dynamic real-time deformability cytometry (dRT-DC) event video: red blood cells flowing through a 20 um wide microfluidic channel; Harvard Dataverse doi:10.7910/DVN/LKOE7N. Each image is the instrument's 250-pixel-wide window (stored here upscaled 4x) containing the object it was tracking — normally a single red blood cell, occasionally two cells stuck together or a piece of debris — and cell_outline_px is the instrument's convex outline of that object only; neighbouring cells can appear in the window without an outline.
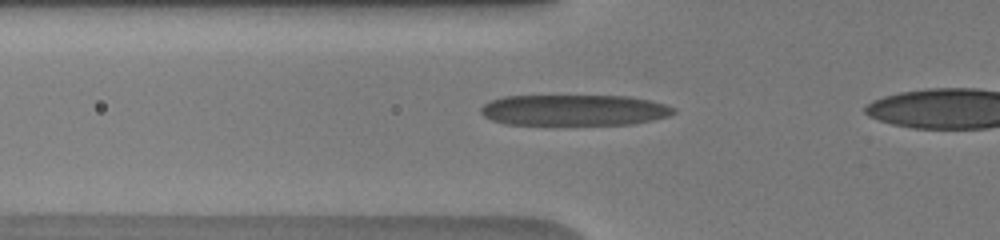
{"species": "human", "species_latin": "Homo sapiens", "temperature_condition": "warm", "stored_images_in_passage": 40, "camera_frame_rate_fps": 3000, "um_per_image_px": 0.085, "donor": {"sex": "male"}, "frame": {"image": 1, "passage_image": 14, "time_ms": 4.333, "image_size_px": [1000, 240], "cell_outline_px": [[676, 112], [668, 116], [652, 120], [632, 124], [504, 124], [492, 120], [484, 116], [480, 112], [480, 108], [484, 104], [492, 100], [504, 96], [628, 96], [648, 100], [664, 104], [676, 108]], "centroid_in_image_um": [48.79, 9.36], "position_along_channel_um": 77.0, "area_um2": 34.62}}
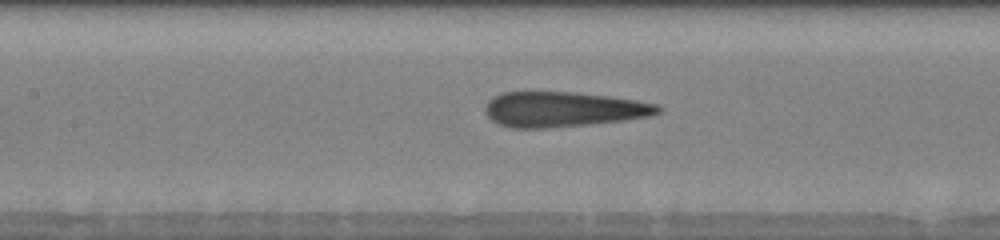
{"frame": {"image": 2, "passage_image": 20, "time_ms": 6.333, "image_size_px": [1000, 240], "cell_outline_px": [[664, 108], [660, 112], [652, 116], [624, 120], [588, 124], [544, 128], [512, 128], [500, 124], [492, 120], [488, 116], [484, 108], [488, 100], [504, 92], [572, 92], [608, 96], [636, 100], [656, 104]], "centroid_in_image_um": [47.9, 9.29], "position_along_channel_um": 159.5, "area_um2": 35.2}}
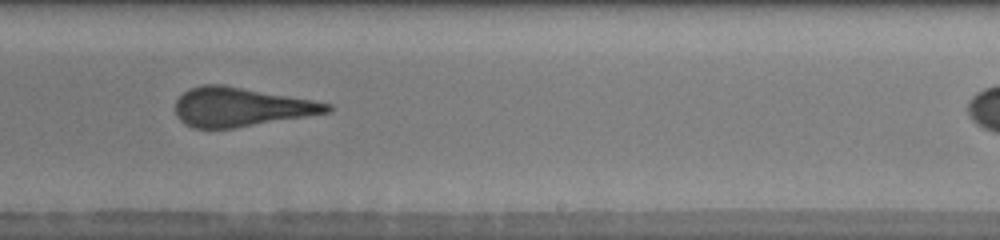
{"frame": {"image": 3, "passage_image": 28, "time_ms": 9.0, "image_size_px": [1000, 240], "cell_outline_px": [[332, 112], [232, 128], [192, 128], [184, 124], [176, 116], [176, 100], [188, 88], [204, 84], [224, 84], [312, 100], [332, 104]], "centroid_in_image_um": [20.45, 9.09], "position_along_channel_um": 268.5, "area_um2": 34.45}}